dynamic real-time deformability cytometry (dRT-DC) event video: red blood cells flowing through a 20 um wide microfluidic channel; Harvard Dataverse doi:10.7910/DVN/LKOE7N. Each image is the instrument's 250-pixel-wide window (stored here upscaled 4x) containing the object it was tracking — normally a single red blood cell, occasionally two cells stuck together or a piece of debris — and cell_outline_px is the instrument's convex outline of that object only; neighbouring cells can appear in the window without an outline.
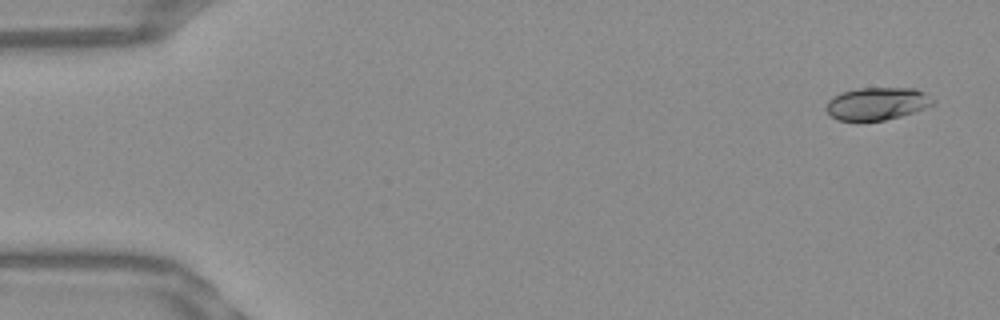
{"species": "Egyptian fruit bat (a non-hibernating species)", "species_latin": "Rousettus aegyptiacus", "temperature_condition": "warm", "stored_images_in_passage": 50, "camera_frame_rate_fps": 3000, "um_per_image_px": 0.085, "frame": {"image": 1, "passage_image": 1, "time_ms": 0.0, "image_size_px": [1000, 320], "cell_outline_px": [[936, 104], [900, 116], [884, 120], [836, 120], [828, 112], [828, 100], [832, 96], [840, 92], [860, 88], [916, 88], [924, 92], [936, 100]], "centroid_in_image_um": [74.59, 8.79], "position_along_channel_um": 10.4, "area_um2": 20.17}}
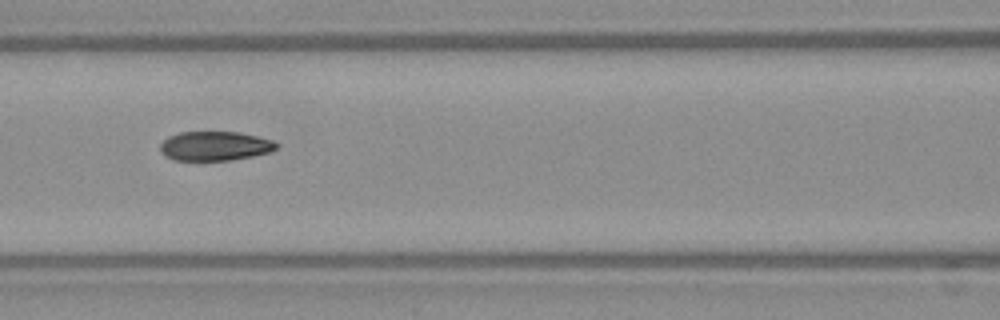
{"frame": {"image": 2, "passage_image": 22, "time_ms": 7.0, "image_size_px": [1000, 320], "cell_outline_px": [[280, 144], [276, 148], [268, 152], [252, 156], [228, 160], [172, 160], [164, 156], [160, 152], [160, 144], [168, 136], [180, 132], [240, 132], [272, 140]], "centroid_in_image_um": [18.23, 12.41], "position_along_channel_um": 148.4, "area_um2": 19.83}}
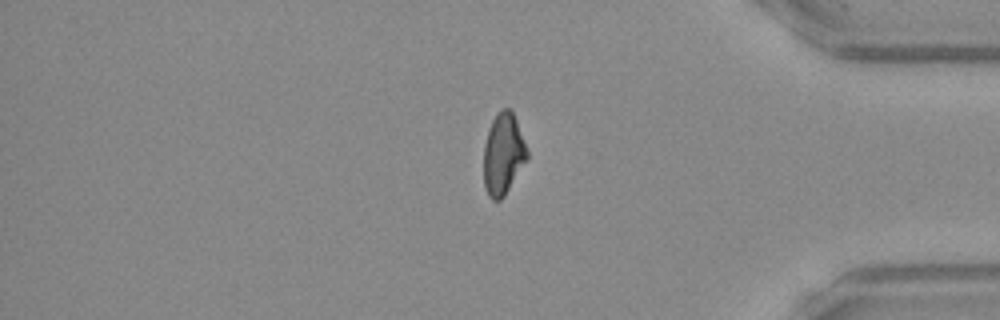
{"frame": {"image": 3, "passage_image": 43, "time_ms": 14.0, "image_size_px": [1000, 320], "cell_outline_px": [[528, 160], [504, 196], [500, 200], [492, 200], [488, 196], [484, 188], [484, 144], [488, 128], [492, 120], [500, 108], [508, 108], [512, 112], [516, 120], [528, 152]], "centroid_in_image_um": [42.76, 13.11], "position_along_channel_um": 392.4, "area_um2": 20.75}, "authors_computed_cell_mechanics": {"area_um2": 20.7502, "velocity_mm_per_s": 3.832, "shape_relaxation_time_tau1_ms": 7.4976, "shape_relaxation_time_tau2_ms": 1.9415, "deformation_change_tau1": 0.2163, "deformation_change_tau2": 0.0609}}